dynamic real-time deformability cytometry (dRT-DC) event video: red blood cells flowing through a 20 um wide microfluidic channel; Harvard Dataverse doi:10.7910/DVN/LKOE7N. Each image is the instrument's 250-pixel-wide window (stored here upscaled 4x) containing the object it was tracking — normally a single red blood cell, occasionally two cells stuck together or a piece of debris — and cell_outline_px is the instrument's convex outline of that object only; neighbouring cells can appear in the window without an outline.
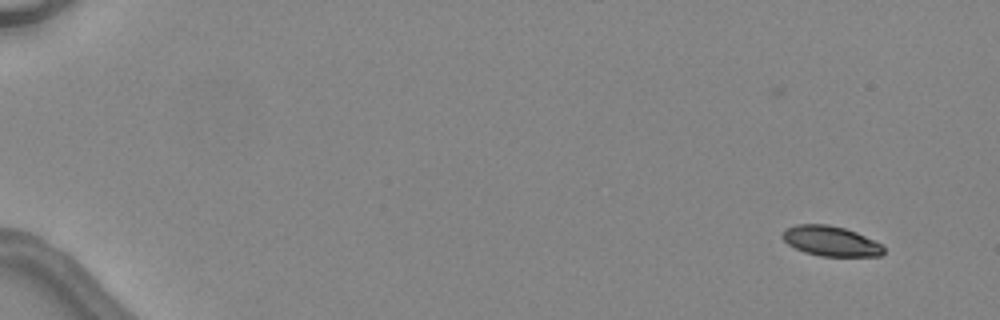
{"species": "common noctule bat (a hibernating species)", "species_latin": "Nyctalus noctula", "temperature_condition": "warm", "stored_images_in_passage": 8, "camera_frame_rate_fps": 3000, "um_per_image_px": 0.085, "animal": {"sex": "female", "body_mass_g": 24.6, "forearm_length_mm": 56.2}, "frame": {"image": 1, "passage_image": 2, "time_ms": 2.0, "image_size_px": [1000, 320], "cell_outline_px": [[884, 252], [880, 256], [820, 256], [804, 252], [788, 244], [780, 236], [788, 228], [796, 224], [828, 224], [844, 228], [856, 232], [880, 244], [884, 248]], "centroid_in_image_um": [70.59, 20.49], "position_along_channel_um": 14.4, "area_um2": 17.51}}
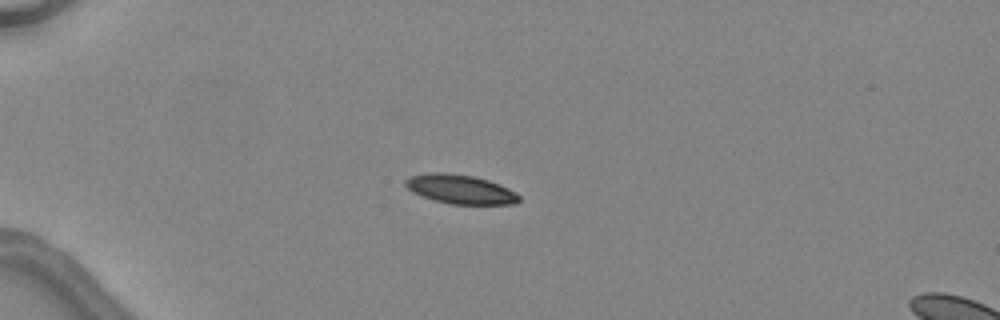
{"frame": {"image": 2, "passage_image": 5, "time_ms": 5.667, "image_size_px": [1000, 320], "cell_outline_px": [[520, 200], [516, 204], [452, 204], [432, 200], [412, 192], [404, 184], [404, 180], [412, 176], [436, 172], [444, 172], [472, 176], [488, 180], [500, 184], [516, 192], [520, 196]], "centroid_in_image_um": [39.15, 16.09], "position_along_channel_um": 45.9, "area_um2": 19.25}}